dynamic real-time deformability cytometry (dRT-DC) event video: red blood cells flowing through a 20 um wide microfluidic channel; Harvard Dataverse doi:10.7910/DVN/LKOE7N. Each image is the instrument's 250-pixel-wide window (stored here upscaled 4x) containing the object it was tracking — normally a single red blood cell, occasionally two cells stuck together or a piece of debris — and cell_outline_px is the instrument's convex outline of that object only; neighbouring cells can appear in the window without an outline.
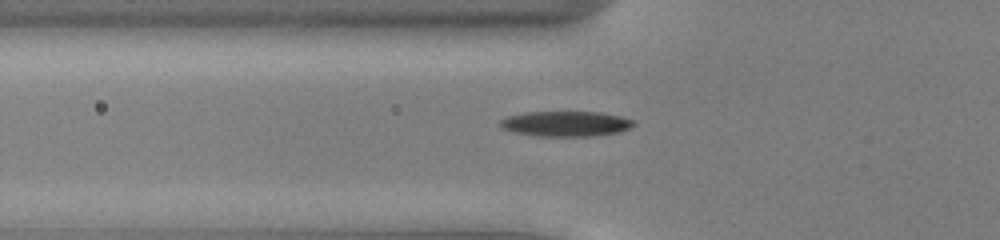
{"species": "common noctule bat (a hibernating species)", "species_latin": "Nyctalus noctula", "temperature_condition": "cold", "stored_images_in_passage": 43, "camera_frame_rate_fps": 3000, "um_per_image_px": 0.085, "animal": {"sex": "male", "body_mass_g": 13.0, "forearm_length_mm": 53.1}, "frame": {"image": 1, "passage_image": 9, "time_ms": 2.667, "image_size_px": [1000, 240], "cell_outline_px": [[636, 124], [620, 132], [596, 136], [540, 136], [512, 132], [504, 128], [500, 124], [500, 120], [508, 116], [524, 112], [600, 112], [620, 116], [632, 120]], "centroid_in_image_um": [48.1, 10.52], "position_along_channel_um": 77.7, "area_um2": 19.59}}
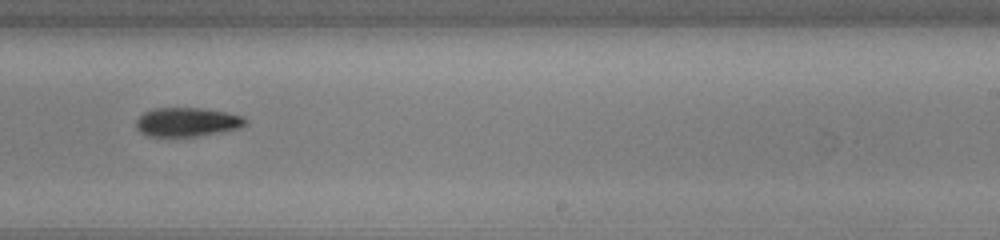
{"frame": {"image": 2, "passage_image": 24, "time_ms": 7.667, "image_size_px": [1000, 240], "cell_outline_px": [[248, 124], [240, 128], [220, 132], [196, 136], [144, 136], [136, 128], [136, 120], [144, 112], [152, 108], [200, 108], [228, 112], [244, 116], [248, 120]], "centroid_in_image_um": [15.93, 10.37], "position_along_channel_um": 273.1, "area_um2": 18.67}}
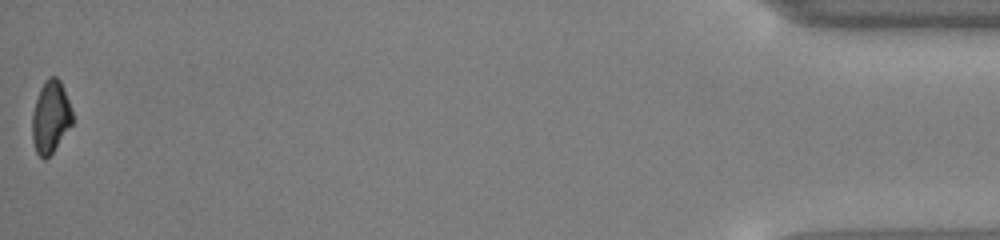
{"frame": {"image": 3, "passage_image": 43, "time_ms": 14.0, "image_size_px": [1000, 240], "cell_outline_px": [[72, 124], [52, 152], [44, 160], [36, 152], [32, 140], [32, 112], [40, 88], [44, 80], [48, 76], [56, 76], [60, 80], [72, 108]], "centroid_in_image_um": [4.29, 9.91], "position_along_channel_um": 430.9, "area_um2": 16.94}, "authors_computed_cell_mechanics": {"area_um2": 18.6694, "velocity_mm_per_s": 3.9111, "shape_relaxation_time_tau1_ms": 6.004, "shape_relaxation_time_tau2_ms": null, "deformation_change_tau1": 0.1305, "deformation_change_tau2": null}}